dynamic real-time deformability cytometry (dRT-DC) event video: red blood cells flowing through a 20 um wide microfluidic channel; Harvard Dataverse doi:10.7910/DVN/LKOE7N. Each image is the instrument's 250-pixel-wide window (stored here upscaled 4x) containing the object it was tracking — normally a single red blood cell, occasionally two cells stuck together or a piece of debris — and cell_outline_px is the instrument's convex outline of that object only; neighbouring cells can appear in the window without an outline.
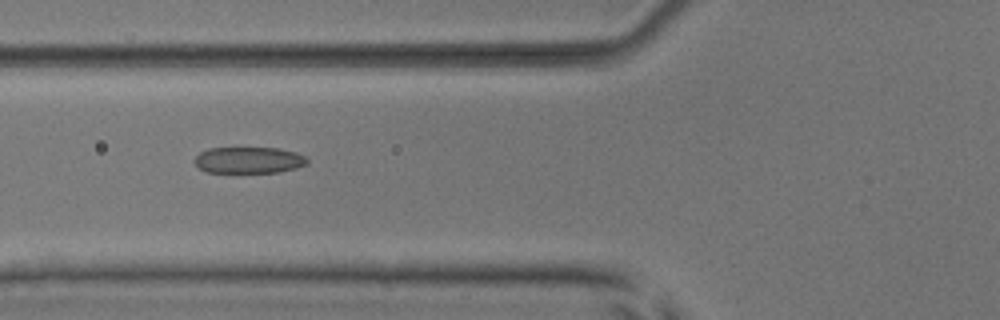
{"species": "common noctule bat (a hibernating species)", "species_latin": "Nyctalus noctula", "temperature_condition": "room temperature", "stored_images_in_passage": 3, "camera_frame_rate_fps": 3000, "um_per_image_px": 0.085, "animal": {"sex": "male", "body_mass_g": 17.9, "forearm_length_mm": 54.2}, "frame": {"image": 1, "passage_image": 3, "time_ms": 2.333, "image_size_px": [1000, 320], "cell_outline_px": [[308, 164], [296, 168], [280, 172], [208, 172], [200, 168], [192, 160], [200, 152], [208, 148], [276, 148], [296, 152], [308, 156]], "centroid_in_image_um": [21.18, 13.6], "position_along_channel_um": 104.6, "area_um2": 17.4}}